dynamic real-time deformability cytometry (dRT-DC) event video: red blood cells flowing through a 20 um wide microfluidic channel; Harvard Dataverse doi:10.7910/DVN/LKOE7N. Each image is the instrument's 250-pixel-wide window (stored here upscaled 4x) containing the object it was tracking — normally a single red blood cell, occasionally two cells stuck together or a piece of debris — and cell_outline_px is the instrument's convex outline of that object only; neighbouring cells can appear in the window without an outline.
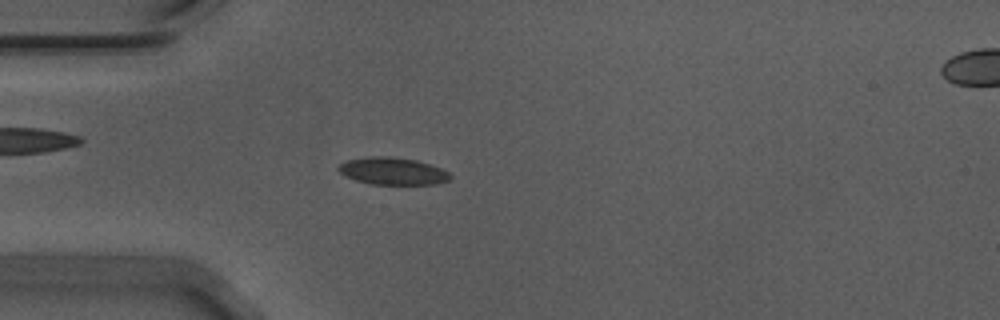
{"species": "Egyptian fruit bat (a non-hibernating species)", "species_latin": "Rousettus aegyptiacus", "temperature_condition": "warm", "stored_images_in_passage": 55, "camera_frame_rate_fps": 3000, "um_per_image_px": 0.085, "animal": {"sex": "male"}, "frame": {"image": 1, "passage_image": 15, "time_ms": 4.667, "image_size_px": [1000, 320], "cell_outline_px": [[452, 180], [436, 184], [372, 184], [356, 180], [344, 176], [336, 168], [344, 160], [368, 156], [388, 156], [416, 160], [440, 168], [448, 172], [452, 176]], "centroid_in_image_um": [33.35, 14.54], "position_along_channel_um": 51.6, "area_um2": 17.86}}
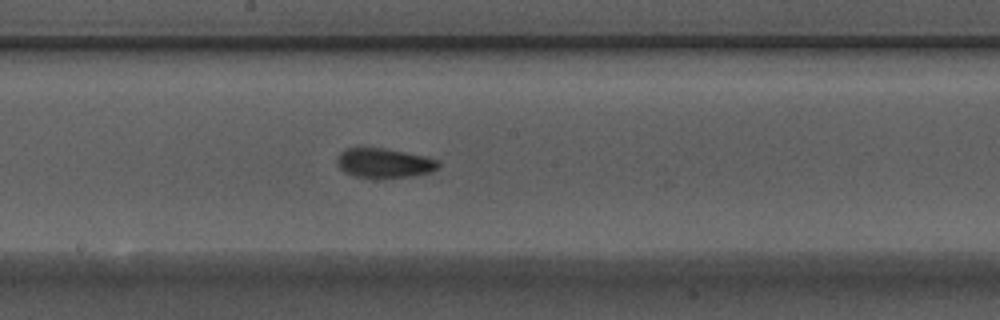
{"frame": {"image": 2, "passage_image": 29, "time_ms": 9.333, "image_size_px": [1000, 320], "cell_outline_px": [[440, 164], [432, 172], [412, 176], [356, 176], [344, 172], [340, 168], [336, 160], [336, 156], [344, 148], [384, 148], [424, 156], [440, 160]], "centroid_in_image_um": [32.64, 13.83], "position_along_channel_um": 215.6, "area_um2": 17.05}}
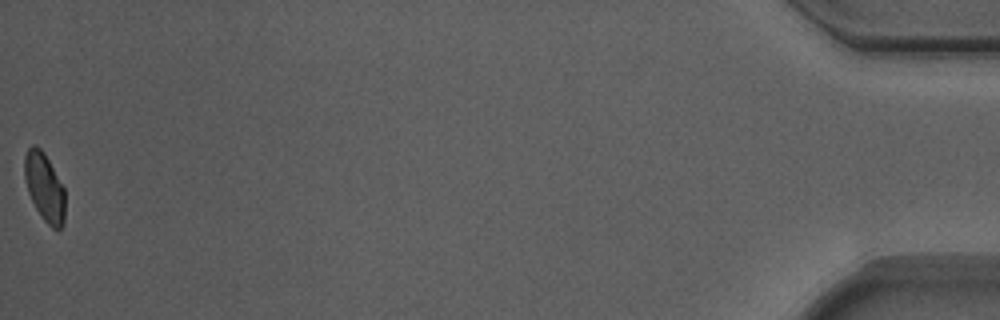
{"frame": {"image": 3, "passage_image": 55, "time_ms": 18.0, "image_size_px": [1000, 320], "cell_outline_px": [[64, 224], [60, 228], [52, 228], [44, 220], [36, 208], [28, 192], [24, 176], [24, 156], [28, 148], [32, 144], [36, 144], [44, 152], [64, 188]], "centroid_in_image_um": [3.76, 15.87], "position_along_channel_um": 431.4, "area_um2": 16.01}, "authors_computed_cell_mechanics": {"area_um2": 17.051, "velocity_mm_per_s": 3.7027, "shape_relaxation_time_tau1_ms": 6.0336, "shape_relaxation_time_tau2_ms": 1.9959, "deformation_change_tau1": 0.1168, "deformation_change_tau2": 0.0636}}